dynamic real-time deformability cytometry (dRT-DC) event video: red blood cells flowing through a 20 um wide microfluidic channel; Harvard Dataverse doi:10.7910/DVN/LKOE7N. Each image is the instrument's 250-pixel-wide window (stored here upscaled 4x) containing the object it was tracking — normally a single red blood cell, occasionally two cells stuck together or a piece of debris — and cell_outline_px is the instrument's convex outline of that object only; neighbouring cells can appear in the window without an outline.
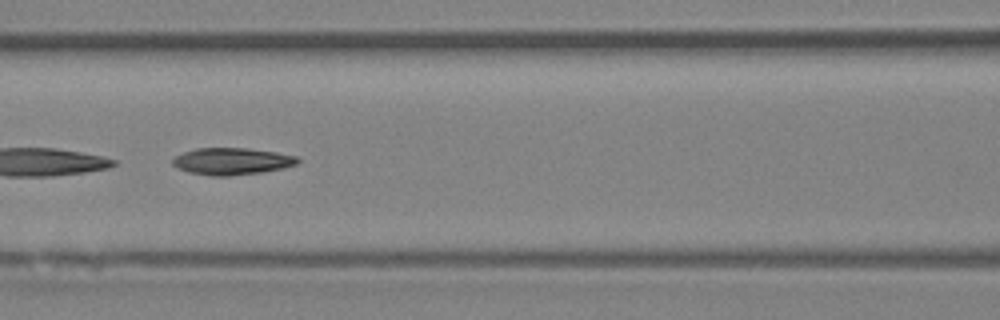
{"species": "Egyptian fruit bat (a non-hibernating species)", "species_latin": "Rousettus aegyptiacus", "temperature_condition": "room temperature", "stored_images_in_passage": 49, "camera_frame_rate_fps": 3000, "um_per_image_px": 0.085, "animal": {"sex": "female"}, "frame": {"image": 1, "passage_image": 22, "time_ms": 7.0, "image_size_px": [1000, 320], "cell_outline_px": [[300, 160], [296, 164], [284, 168], [260, 172], [228, 176], [212, 176], [188, 172], [176, 168], [172, 164], [172, 160], [176, 156], [184, 152], [196, 148], [248, 148], [276, 152], [296, 156]], "centroid_in_image_um": [19.69, 13.71], "position_along_channel_um": 146.9, "area_um2": 19.59}, "authors_computed_cell_mechanics": {"area_um2": 19.8254, "velocity_mm_per_s": 4.0006, "shape_relaxation_time_tau1_ms": 8.5379, "shape_relaxation_time_tau2_ms": 3.8472, "deformation_change_tau1": 0.2454, "deformation_change_tau2": 0.1126}}